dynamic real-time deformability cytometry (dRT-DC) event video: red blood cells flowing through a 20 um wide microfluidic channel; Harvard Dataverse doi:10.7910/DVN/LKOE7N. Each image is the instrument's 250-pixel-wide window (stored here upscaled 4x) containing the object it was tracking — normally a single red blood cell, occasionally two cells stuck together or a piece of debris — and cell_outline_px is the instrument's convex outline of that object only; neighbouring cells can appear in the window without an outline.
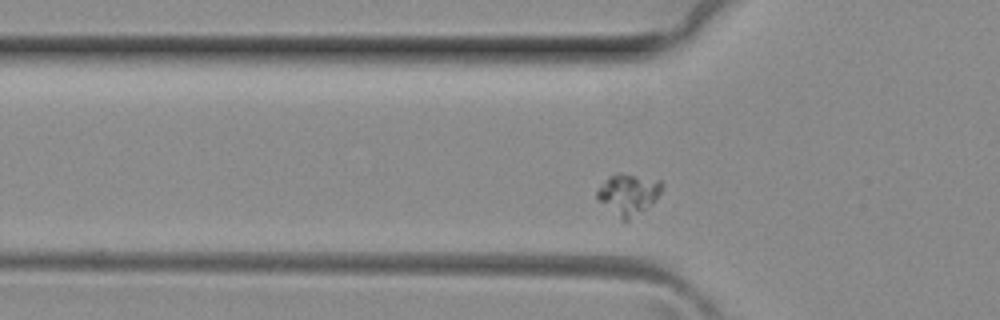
{"species": "common noctule bat (a hibernating species)", "species_latin": "Nyctalus noctula", "temperature_condition": "room temperature", "stored_images_in_passage": 4, "camera_frame_rate_fps": 3000, "um_per_image_px": 0.085, "animal": {"sex": "female", "body_mass_g": 29.2, "forearm_length_mm": 56.3}, "frame": {"image": 1, "passage_image": 2, "time_ms": 0.333, "image_size_px": [1000, 320], "cell_outline_px": [[664, 184], [660, 192], [644, 208], [628, 220], [624, 220], [600, 200], [596, 196], [596, 192], [608, 176], [616, 172], [620, 172], [660, 180]], "centroid_in_image_um": [53.4, 16.43], "position_along_channel_um": 72.4, "area_um2": 14.68}}